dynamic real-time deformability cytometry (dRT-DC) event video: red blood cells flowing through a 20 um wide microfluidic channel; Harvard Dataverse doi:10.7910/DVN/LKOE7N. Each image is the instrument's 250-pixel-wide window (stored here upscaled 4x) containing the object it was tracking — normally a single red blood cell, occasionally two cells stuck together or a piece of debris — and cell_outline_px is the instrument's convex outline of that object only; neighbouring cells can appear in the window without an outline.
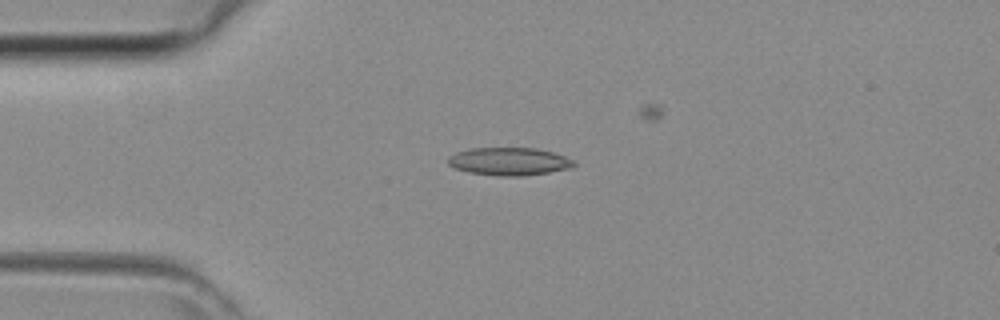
{"species": "common noctule bat (a hibernating species)", "species_latin": "Nyctalus noctula", "temperature_condition": "room temperature", "stored_images_in_passage": 16, "camera_frame_rate_fps": 3000, "um_per_image_px": 0.085, "animal": {"sex": "female", "body_mass_g": 29.2, "forearm_length_mm": 56.3}, "frame": {"image": 1, "passage_image": 3, "time_ms": 0.667, "image_size_px": [1000, 320], "cell_outline_px": [[576, 164], [572, 168], [524, 176], [500, 176], [468, 172], [456, 168], [448, 164], [448, 156], [456, 152], [472, 148], [536, 148], [552, 152], [564, 156], [572, 160]], "centroid_in_image_um": [43.27, 13.72], "position_along_channel_um": 41.7, "area_um2": 20.35}}
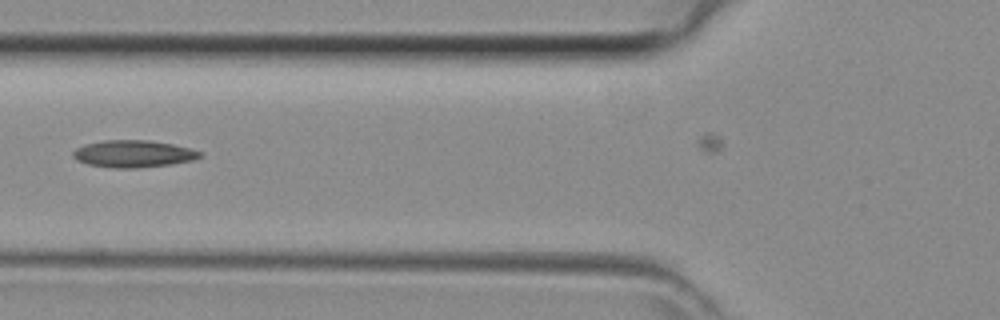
{"frame": {"image": 2, "passage_image": 9, "time_ms": 2.667, "image_size_px": [1000, 320], "cell_outline_px": [[204, 156], [196, 160], [172, 164], [136, 168], [112, 168], [88, 164], [76, 160], [72, 156], [72, 152], [76, 148], [84, 144], [104, 140], [148, 140], [172, 144], [204, 152]], "centroid_in_image_um": [11.36, 13.08], "position_along_channel_um": 114.4, "area_um2": 20.29}}
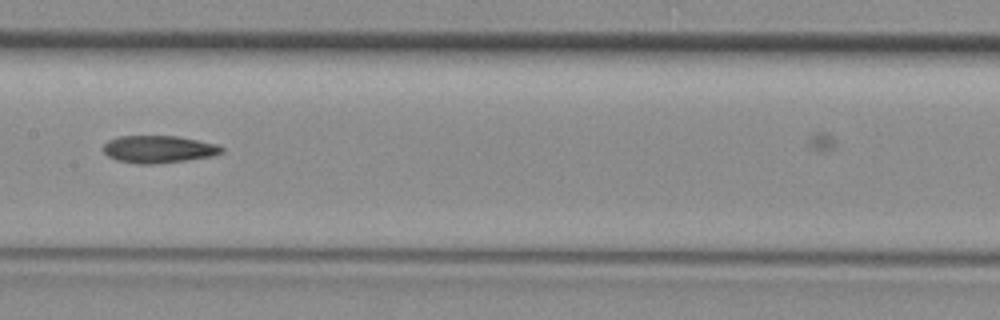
{"frame": {"image": 3, "passage_image": 14, "time_ms": 4.333, "image_size_px": [1000, 320], "cell_outline_px": [[224, 152], [212, 156], [156, 164], [136, 164], [116, 160], [108, 156], [104, 152], [104, 144], [108, 140], [120, 136], [176, 136], [216, 144], [224, 148]], "centroid_in_image_um": [13.46, 12.69], "position_along_channel_um": 193.9, "area_um2": 18.79}}